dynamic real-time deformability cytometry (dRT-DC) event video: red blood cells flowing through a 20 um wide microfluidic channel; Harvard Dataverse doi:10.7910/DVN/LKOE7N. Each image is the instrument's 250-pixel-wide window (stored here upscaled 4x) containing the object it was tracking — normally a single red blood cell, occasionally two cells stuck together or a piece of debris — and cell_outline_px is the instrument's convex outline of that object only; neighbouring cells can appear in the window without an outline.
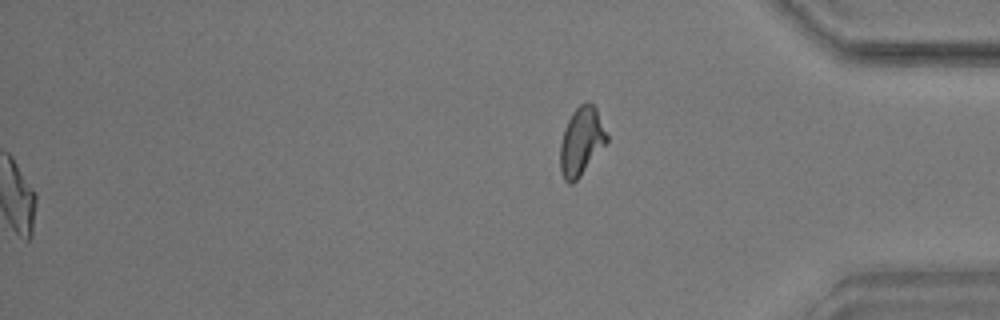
{"species": "common noctule bat (a hibernating species)", "species_latin": "Nyctalus noctula", "temperature_condition": "warm", "stored_images_in_passage": 42, "segment_of_instrument_passage": [2, 2], "camera_frame_rate_fps": 3000, "um_per_image_px": 0.085, "animal": {"sex": "male", "body_mass_g": 17.9}, "frame": {"image": 1, "passage_image": 42, "time_ms": 13.667, "image_size_px": [1000, 320], "cell_outline_px": [[608, 140], [580, 176], [572, 184], [568, 184], [564, 180], [560, 172], [560, 144], [564, 128], [572, 112], [580, 104], [588, 100], [596, 108], [608, 136]], "centroid_in_image_um": [49.39, 12.01], "position_along_channel_um": 385.8, "area_um2": 18.44}}